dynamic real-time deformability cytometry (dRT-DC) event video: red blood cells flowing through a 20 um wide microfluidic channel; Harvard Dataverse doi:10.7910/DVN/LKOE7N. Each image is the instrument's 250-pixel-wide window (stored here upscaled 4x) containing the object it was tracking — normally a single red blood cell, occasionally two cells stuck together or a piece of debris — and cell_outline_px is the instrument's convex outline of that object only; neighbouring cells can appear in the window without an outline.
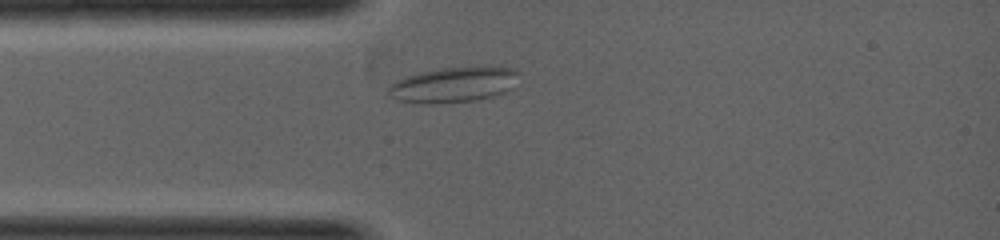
{"species": "common noctule bat (a hibernating species)", "species_latin": "Nyctalus noctula", "temperature_condition": "warm", "stored_images_in_passage": 11, "camera_frame_rate_fps": 5000, "um_per_image_px": 0.085, "animal": {"sex": "female", "body_mass_g": 19.0, "forearm_length_mm": 53.3}, "frame": {"image": 1, "passage_image": 1, "time_ms": 0.0, "image_size_px": [1000, 240], "cell_outline_px": [[520, 72], [508, 92], [496, 96], [476, 100], [432, 104], [424, 104], [396, 100], [388, 92], [388, 88], [396, 80], [404, 76], [440, 68], [512, 68]], "centroid_in_image_um": [38.52, 7.23], "position_along_channel_um": 46.5, "area_um2": 26.53}}
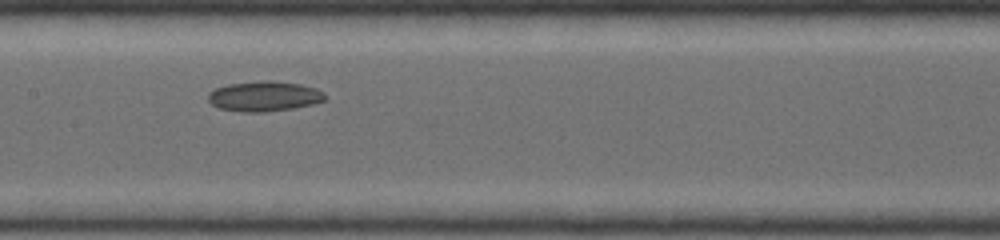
{"frame": {"image": 2, "passage_image": 6, "time_ms": 1.8, "image_size_px": [1000, 240], "cell_outline_px": [[328, 96], [324, 100], [316, 104], [292, 108], [264, 112], [240, 112], [216, 108], [208, 100], [208, 92], [216, 88], [228, 84], [264, 80], [272, 80], [300, 84], [316, 88], [324, 92]], "centroid_in_image_um": [22.47, 8.18], "position_along_channel_um": 184.9, "area_um2": 20.81}}
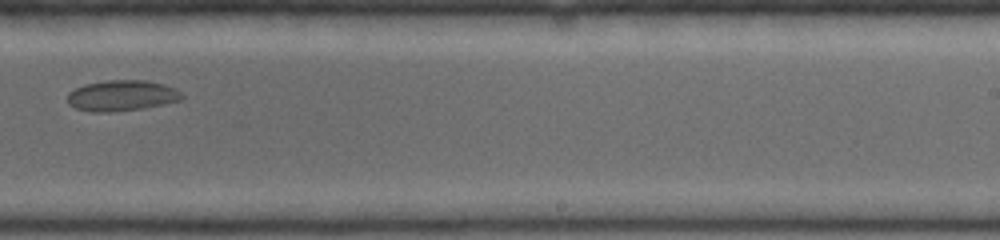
{"frame": {"image": 3, "passage_image": 10, "time_ms": 3.0, "image_size_px": [1000, 240], "cell_outline_px": [[184, 96], [180, 100], [164, 104], [144, 108], [112, 112], [92, 112], [76, 108], [68, 104], [68, 92], [84, 84], [108, 80], [144, 80], [164, 84], [180, 92]], "centroid_in_image_um": [10.33, 8.13], "position_along_channel_um": 278.7, "area_um2": 20.46}}